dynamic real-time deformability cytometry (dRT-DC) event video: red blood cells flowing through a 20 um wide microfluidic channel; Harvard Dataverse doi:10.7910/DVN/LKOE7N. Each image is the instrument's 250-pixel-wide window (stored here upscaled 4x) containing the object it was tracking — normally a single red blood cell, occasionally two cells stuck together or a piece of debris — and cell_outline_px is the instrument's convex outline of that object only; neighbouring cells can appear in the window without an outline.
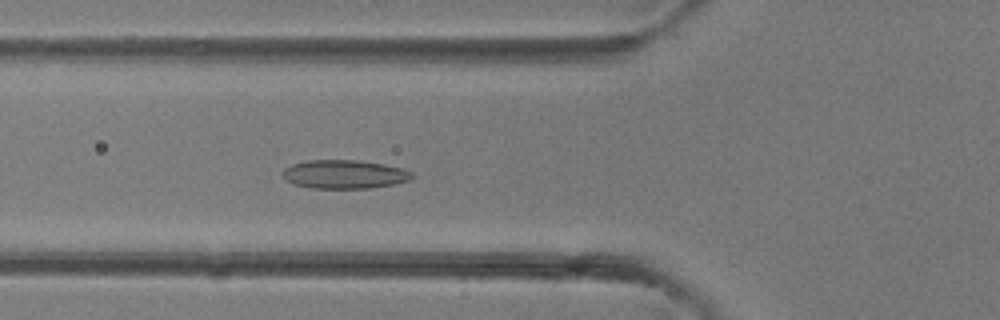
{"species": "common noctule bat (a hibernating species)", "species_latin": "Nyctalus noctula", "temperature_condition": "room temperature", "stored_images_in_passage": 30, "camera_frame_rate_fps": 3000, "um_per_image_px": 0.085, "animal": {"sex": "female"}, "frame": {"image": 1, "passage_image": 5, "time_ms": 1.333, "image_size_px": [1000, 320], "cell_outline_px": [[412, 176], [408, 180], [392, 184], [372, 188], [312, 188], [296, 184], [288, 180], [284, 176], [284, 168], [292, 164], [308, 160], [356, 160], [384, 164], [400, 168], [412, 172]], "centroid_in_image_um": [29.27, 14.81], "position_along_channel_um": 96.5, "area_um2": 21.21}}
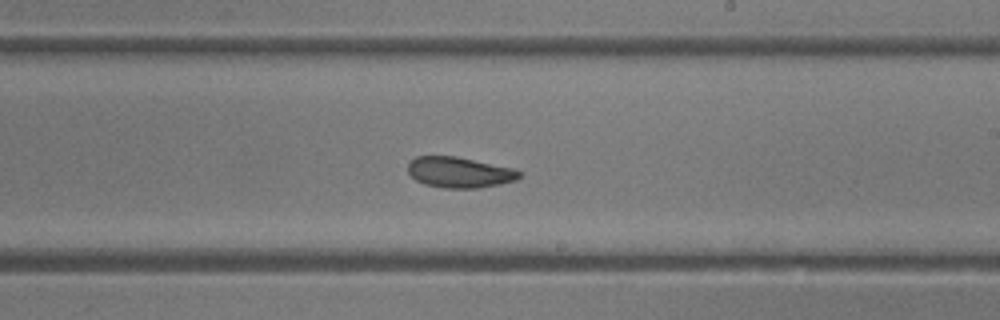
{"frame": {"image": 2, "passage_image": 14, "time_ms": 4.333, "image_size_px": [1000, 320], "cell_outline_px": [[524, 172], [516, 180], [500, 184], [480, 188], [444, 188], [424, 184], [416, 180], [408, 172], [408, 164], [416, 156], [456, 156], [512, 168]], "centroid_in_image_um": [39.06, 14.65], "position_along_channel_um": 249.9, "area_um2": 19.94}}
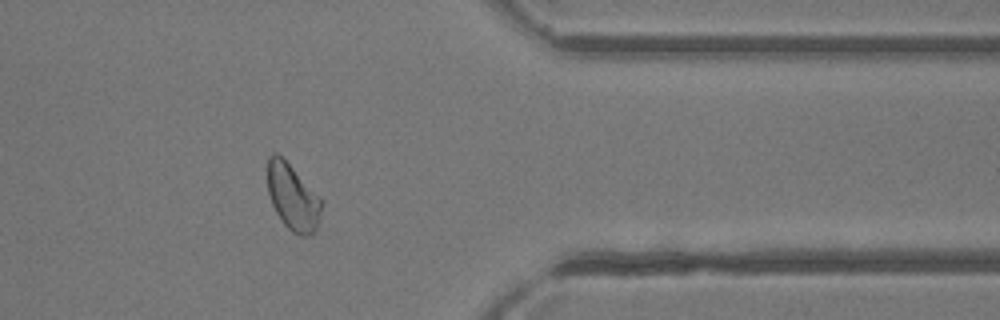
{"frame": {"image": 3, "passage_image": 23, "time_ms": 7.333, "image_size_px": [1000, 320], "cell_outline_px": [[324, 204], [316, 228], [308, 236], [300, 236], [292, 232], [284, 224], [276, 212], [272, 204], [268, 192], [268, 156], [272, 152], [276, 152], [324, 200]], "centroid_in_image_um": [24.9, 16.78], "position_along_channel_um": 386.5, "area_um2": 20.69}}